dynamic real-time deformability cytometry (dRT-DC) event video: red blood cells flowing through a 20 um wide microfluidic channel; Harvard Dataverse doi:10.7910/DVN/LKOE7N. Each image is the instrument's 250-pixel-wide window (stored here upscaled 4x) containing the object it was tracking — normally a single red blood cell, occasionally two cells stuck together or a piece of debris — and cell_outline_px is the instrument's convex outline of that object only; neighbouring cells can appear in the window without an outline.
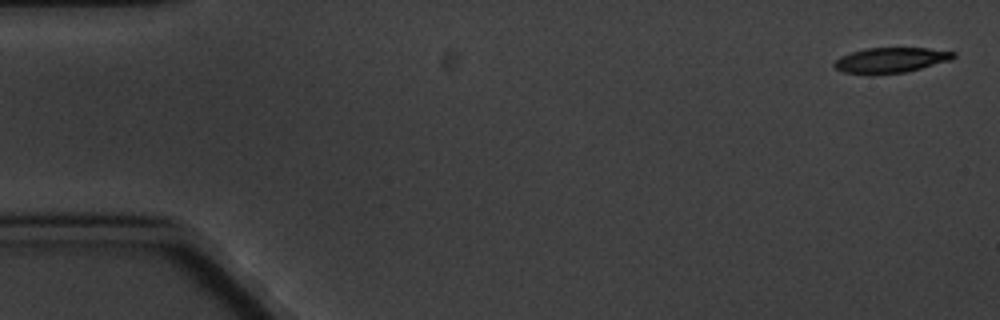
{"species": "common noctule bat (a hibernating species)", "species_latin": "Nyctalus noctula", "temperature_condition": "cold", "stored_images_in_passage": 5, "camera_frame_rate_fps": 3000, "um_per_image_px": 0.085, "animal": {"sex": "male", "body_mass_g": 20.1, "forearm_length_mm": 53.5}, "frame": {"image": 1, "passage_image": 1, "time_ms": 0.0, "image_size_px": [1000, 320], "cell_outline_px": [[956, 56], [948, 60], [920, 68], [904, 72], [868, 76], [844, 72], [836, 68], [832, 64], [840, 56], [852, 52], [868, 48], [928, 48], [956, 52]], "centroid_in_image_um": [75.65, 5.13], "position_along_channel_um": 9.3, "area_um2": 17.57}}
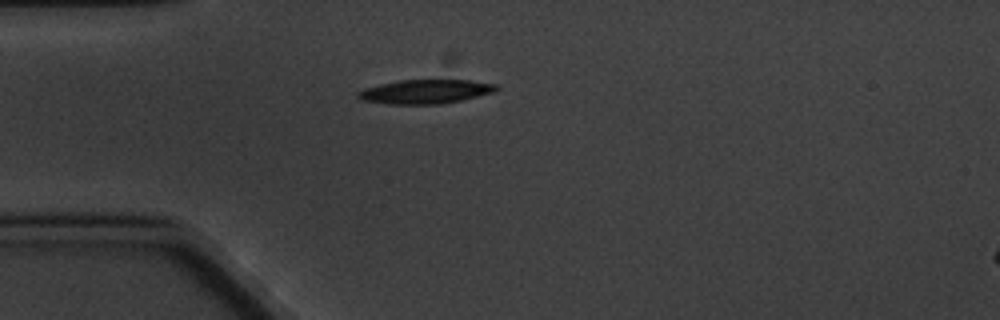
{"frame": {"image": 2, "passage_image": 5, "time_ms": 4.667, "image_size_px": [1000, 320], "cell_outline_px": [[500, 88], [496, 92], [460, 100], [440, 104], [388, 104], [360, 100], [356, 96], [356, 92], [364, 88], [396, 80], [468, 80], [496, 84]], "centroid_in_image_um": [36.13, 7.78], "position_along_channel_um": 48.9, "area_um2": 19.54}}